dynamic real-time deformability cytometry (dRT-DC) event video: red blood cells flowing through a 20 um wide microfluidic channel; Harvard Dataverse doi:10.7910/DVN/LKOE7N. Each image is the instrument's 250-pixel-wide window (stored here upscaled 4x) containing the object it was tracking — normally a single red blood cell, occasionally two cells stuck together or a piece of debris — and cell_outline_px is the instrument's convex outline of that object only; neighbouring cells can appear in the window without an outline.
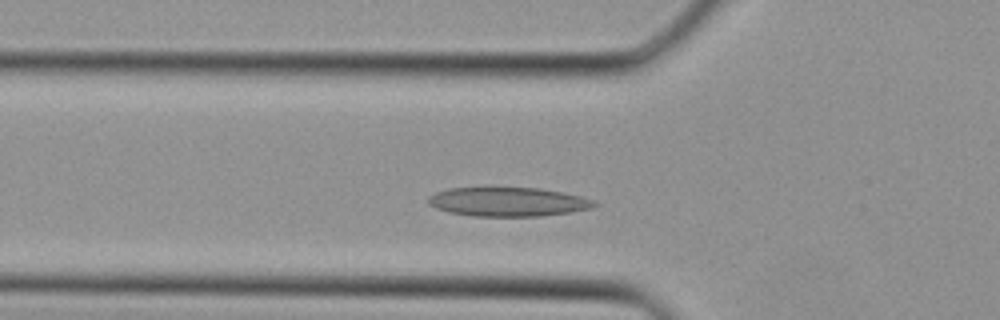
{"species": "Egyptian fruit bat (a non-hibernating species)", "species_latin": "Rousettus aegyptiacus", "temperature_condition": "cold", "stored_images_in_passage": 31, "camera_frame_rate_fps": 3000, "um_per_image_px": 0.085, "animal": {"sex": "female"}, "frame": {"image": 1, "passage_image": 7, "time_ms": 2.0, "image_size_px": [1000, 320], "cell_outline_px": [[600, 204], [592, 208], [572, 212], [540, 216], [472, 216], [448, 212], [436, 208], [428, 204], [428, 196], [436, 192], [448, 188], [540, 188], [580, 196], [596, 200]], "centroid_in_image_um": [43.2, 17.16], "position_along_channel_um": 82.6, "area_um2": 28.21}}
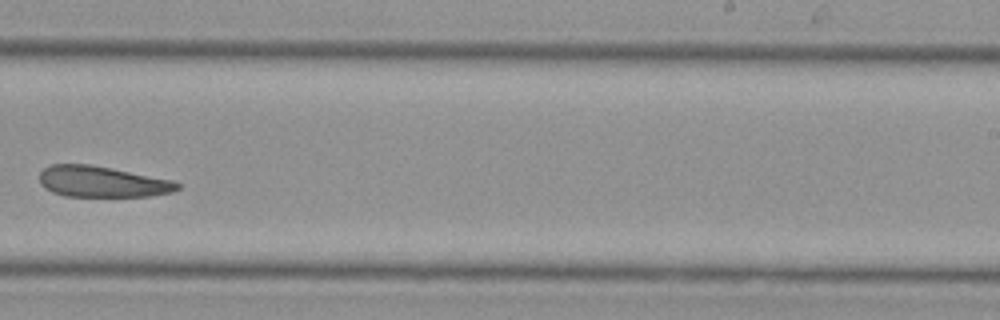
{"frame": {"image": 2, "passage_image": 18, "time_ms": 5.667, "image_size_px": [1000, 320], "cell_outline_px": [[180, 188], [172, 192], [148, 196], [64, 196], [52, 192], [44, 188], [40, 184], [40, 172], [44, 168], [52, 164], [88, 164], [172, 180], [180, 184]], "centroid_in_image_um": [8.64, 15.45], "position_along_channel_um": 280.4, "area_um2": 24.68}}
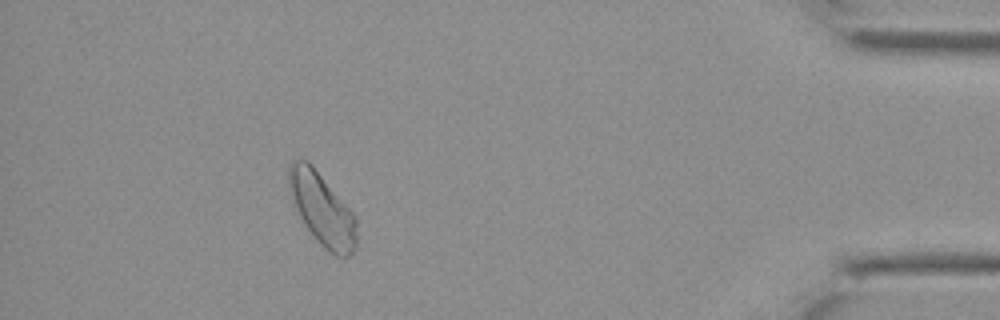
{"frame": {"image": 3, "passage_image": 28, "time_ms": 9.0, "image_size_px": [1000, 320], "cell_outline_px": [[356, 248], [348, 256], [336, 256], [328, 252], [320, 244], [304, 224], [292, 204], [288, 188], [288, 164], [292, 160], [308, 160], [312, 164], [356, 216]], "centroid_in_image_um": [27.35, 17.76], "position_along_channel_um": 407.9, "area_um2": 28.78}}